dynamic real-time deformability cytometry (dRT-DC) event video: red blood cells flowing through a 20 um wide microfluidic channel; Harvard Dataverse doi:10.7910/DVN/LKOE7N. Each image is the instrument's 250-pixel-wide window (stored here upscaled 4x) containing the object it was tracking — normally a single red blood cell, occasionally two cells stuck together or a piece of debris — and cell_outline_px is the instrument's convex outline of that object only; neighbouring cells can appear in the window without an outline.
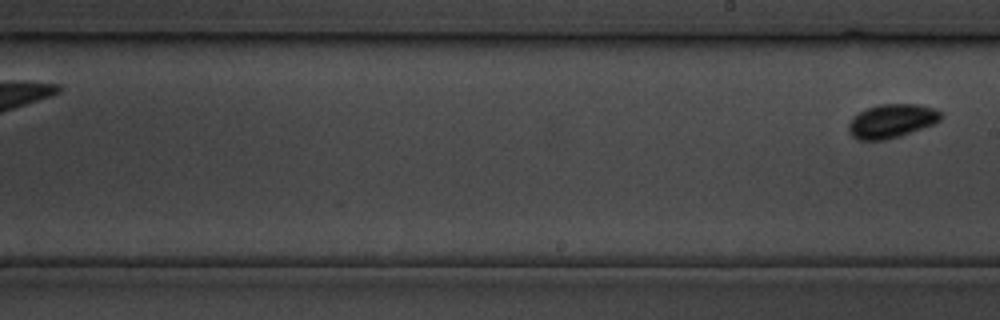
{"species": "common noctule bat (a hibernating species)", "species_latin": "Nyctalus noctula", "temperature_condition": "cold", "stored_images_in_passage": 14, "segment_of_instrument_passage": [2, 2], "camera_frame_rate_fps": 3000, "um_per_image_px": 0.085, "animal": {"sex": "male", "body_mass_g": 19.5, "forearm_length_mm": 54.6}, "frame": {"image": 1, "passage_image": 14, "time_ms": 16.333, "image_size_px": [1000, 320], "cell_outline_px": [[944, 116], [940, 120], [932, 124], [900, 136], [888, 140], [856, 140], [848, 132], [848, 124], [852, 116], [868, 108], [880, 104], [916, 104], [936, 108]], "centroid_in_image_um": [75.77, 10.29], "position_along_channel_um": 213.2, "area_um2": 18.26}}